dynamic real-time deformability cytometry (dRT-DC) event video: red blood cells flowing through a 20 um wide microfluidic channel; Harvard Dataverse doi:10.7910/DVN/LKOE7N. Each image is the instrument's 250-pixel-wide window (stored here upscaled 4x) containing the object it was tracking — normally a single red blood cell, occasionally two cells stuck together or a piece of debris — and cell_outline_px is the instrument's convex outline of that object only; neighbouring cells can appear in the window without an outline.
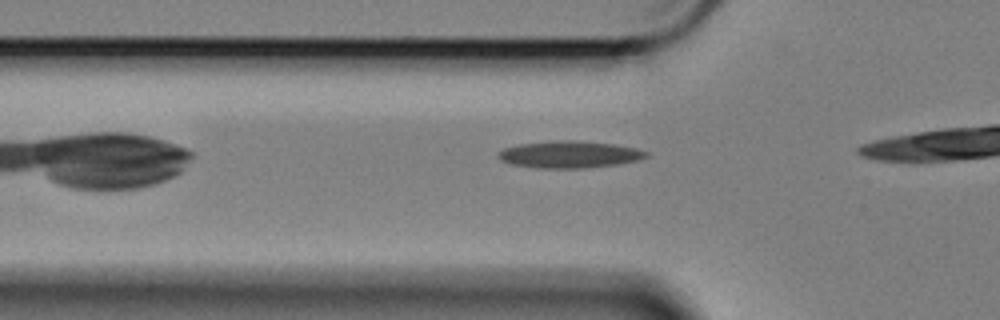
{"species": "Egyptian fruit bat (a non-hibernating species)", "species_latin": "Rousettus aegyptiacus", "temperature_condition": "cold", "stored_images_in_passage": 12, "camera_frame_rate_fps": 3000, "um_per_image_px": 0.085, "animal": {"sex": "female"}, "frame": {"image": 1, "passage_image": 3, "time_ms": 0.667, "image_size_px": [1000, 320], "cell_outline_px": [[648, 156], [636, 160], [616, 164], [584, 168], [536, 168], [512, 164], [500, 160], [496, 156], [504, 148], [520, 144], [552, 140], [576, 140], [616, 144], [636, 148], [648, 152]], "centroid_in_image_um": [48.38, 13.12], "position_along_channel_um": 77.4, "area_um2": 23.24}}
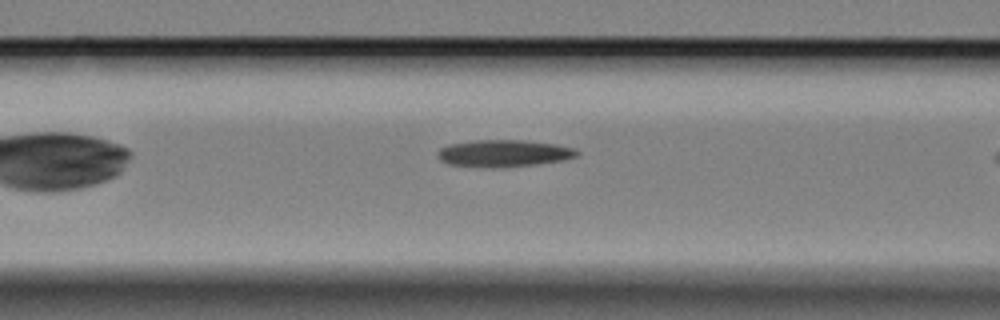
{"frame": {"image": 2, "passage_image": 7, "time_ms": 2.0, "image_size_px": [1000, 320], "cell_outline_px": [[580, 152], [576, 156], [564, 160], [536, 164], [500, 168], [484, 168], [448, 164], [440, 160], [436, 156], [436, 152], [440, 148], [448, 144], [476, 140], [524, 140], [556, 144], [576, 148]], "centroid_in_image_um": [42.79, 13.04], "position_along_channel_um": 123.8, "area_um2": 22.31}}
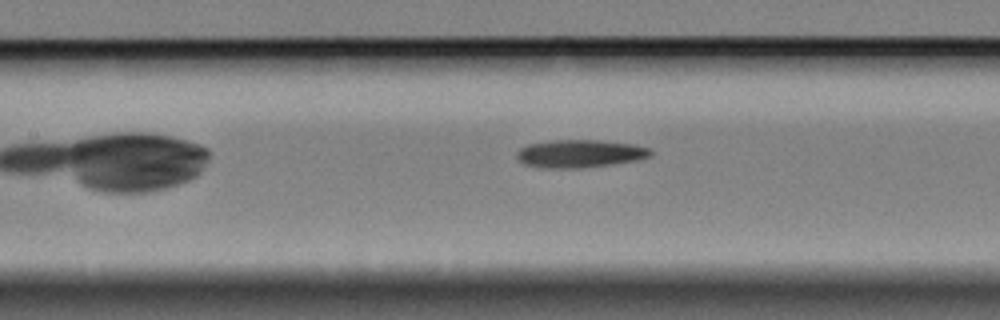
{"frame": {"image": 3, "passage_image": 10, "time_ms": 3.0, "image_size_px": [1000, 320], "cell_outline_px": [[652, 156], [640, 160], [612, 164], [580, 168], [544, 168], [524, 164], [516, 156], [516, 152], [520, 148], [528, 144], [556, 140], [600, 140], [636, 144], [652, 148]], "centroid_in_image_um": [49.35, 13.05], "position_along_channel_um": 158.0, "area_um2": 21.96}}